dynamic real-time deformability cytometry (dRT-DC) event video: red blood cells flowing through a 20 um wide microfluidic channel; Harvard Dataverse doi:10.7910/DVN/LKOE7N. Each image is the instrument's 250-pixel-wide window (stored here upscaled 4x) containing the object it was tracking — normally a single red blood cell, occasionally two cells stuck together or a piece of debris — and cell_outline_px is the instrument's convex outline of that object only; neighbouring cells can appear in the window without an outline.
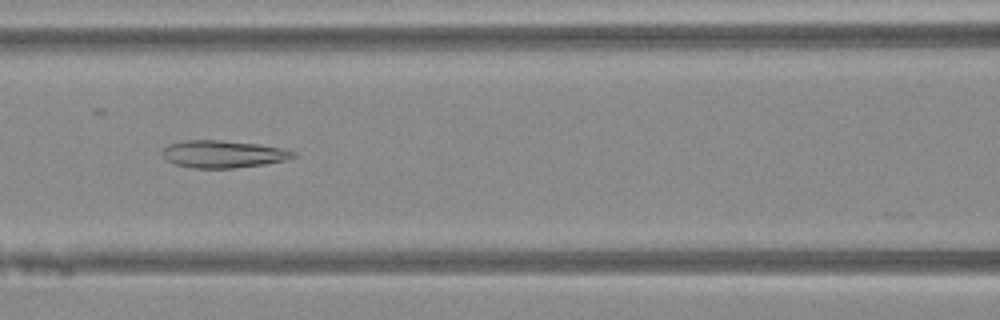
{"species": "Egyptian fruit bat (a non-hibernating species)", "species_latin": "Rousettus aegyptiacus", "temperature_condition": "warm", "stored_images_in_passage": 41, "camera_frame_rate_fps": 3000, "um_per_image_px": 0.085, "animal": {"sex": "female"}, "frame": {"image": 1, "passage_image": 14, "time_ms": 4.333, "image_size_px": [1000, 320], "cell_outline_px": [[296, 156], [284, 160], [264, 164], [232, 168], [192, 168], [176, 164], [168, 160], [164, 156], [164, 148], [168, 144], [184, 140], [220, 140], [256, 144], [284, 148], [296, 152]], "centroid_in_image_um": [18.98, 13.09], "position_along_channel_um": 147.6, "area_um2": 20.63}}
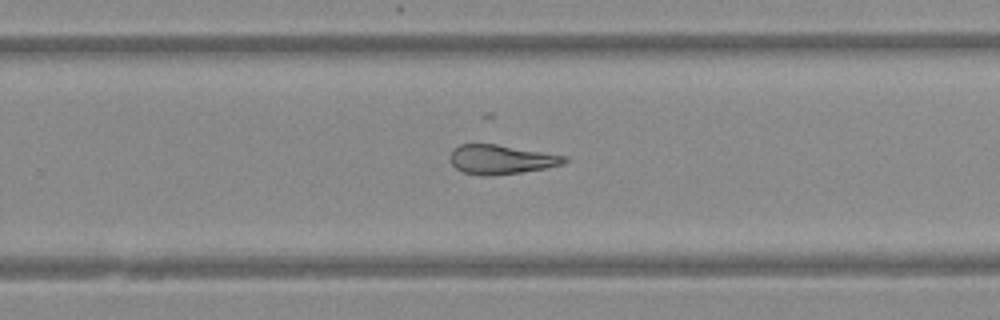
{"frame": {"image": 2, "passage_image": 24, "time_ms": 7.667, "image_size_px": [1000, 320], "cell_outline_px": [[568, 160], [564, 164], [544, 168], [520, 172], [464, 172], [456, 168], [448, 160], [448, 156], [452, 148], [460, 144], [496, 144], [568, 156]], "centroid_in_image_um": [42.6, 13.49], "position_along_channel_um": 287.2, "area_um2": 18.73}}
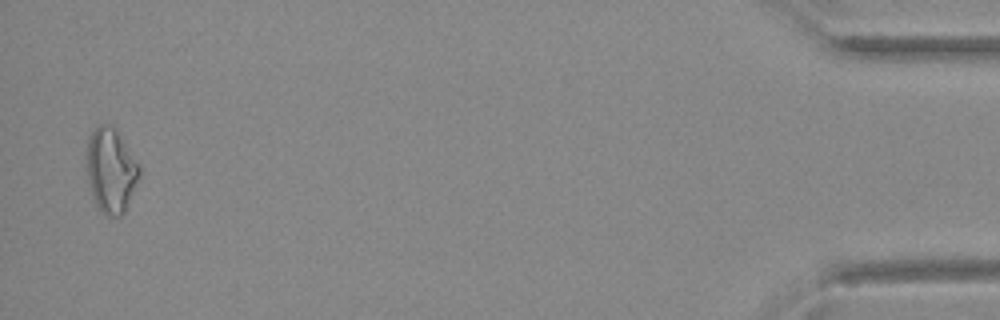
{"frame": {"image": 3, "passage_image": 40, "time_ms": 13.0, "image_size_px": [1000, 320], "cell_outline_px": [[140, 176], [124, 212], [120, 216], [108, 216], [100, 212], [92, 196], [88, 184], [88, 136], [92, 128], [96, 124], [112, 124], [116, 128], [140, 164]], "centroid_in_image_um": [9.44, 14.44], "position_along_channel_um": 425.8, "area_um2": 26.24}}